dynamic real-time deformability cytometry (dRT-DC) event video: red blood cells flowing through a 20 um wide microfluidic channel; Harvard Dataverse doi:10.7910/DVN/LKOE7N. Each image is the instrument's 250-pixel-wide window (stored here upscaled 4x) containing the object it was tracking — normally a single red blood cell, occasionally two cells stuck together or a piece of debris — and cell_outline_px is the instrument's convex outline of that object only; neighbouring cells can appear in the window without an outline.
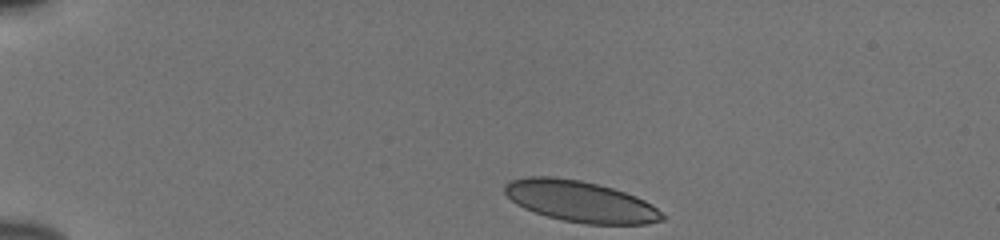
{"species": "human", "species_latin": "Homo sapiens", "temperature_condition": "cold", "stored_images_in_passage": 43, "camera_frame_rate_fps": 3000, "um_per_image_px": 0.085, "donor": {"sex": "male"}, "frame": {"image": 1, "passage_image": 1, "time_ms": 0.0, "image_size_px": [1000, 240], "cell_outline_px": [[664, 220], [644, 224], [584, 224], [564, 220], [548, 216], [524, 208], [516, 204], [504, 192], [504, 184], [512, 180], [528, 176], [552, 176], [580, 180], [612, 188], [636, 196], [652, 204], [664, 216]], "centroid_in_image_um": [49.32, 17.11], "position_along_channel_um": 35.7, "area_um2": 37.51}}
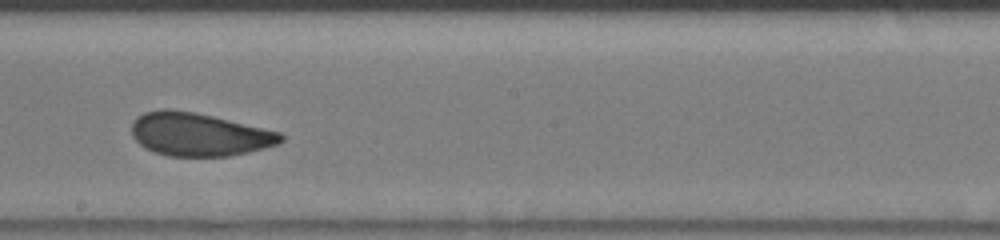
{"frame": {"image": 2, "passage_image": 22, "time_ms": 7.0, "image_size_px": [1000, 240], "cell_outline_px": [[284, 140], [276, 144], [264, 148], [248, 152], [228, 156], [168, 156], [156, 152], [140, 144], [132, 136], [132, 120], [136, 116], [144, 112], [164, 108], [168, 108], [196, 112], [280, 132], [284, 136]], "centroid_in_image_um": [16.89, 11.41], "position_along_channel_um": 231.3, "area_um2": 37.45}}
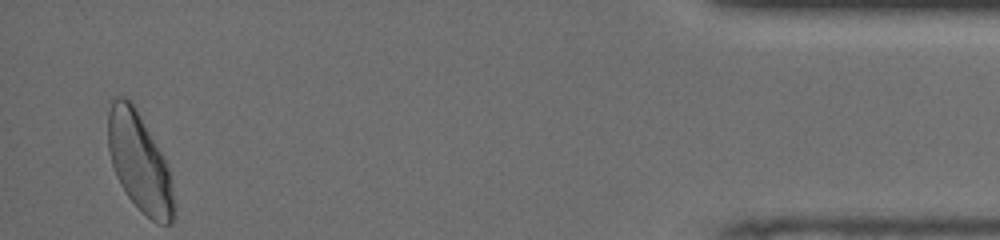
{"frame": {"image": 3, "passage_image": 42, "time_ms": 13.667, "image_size_px": [1000, 240], "cell_outline_px": [[176, 212], [172, 224], [156, 224], [128, 196], [120, 184], [116, 176], [112, 164], [108, 148], [108, 112], [112, 96], [124, 96], [132, 104], [160, 152], [168, 168], [172, 180], [176, 204]], "centroid_in_image_um": [11.86, 13.85], "position_along_channel_um": 423.3, "area_um2": 37.45}, "authors_computed_cell_mechanics": {"area_um2": 37.5122, "velocity_mm_per_s": 3.8304, "shape_relaxation_time_tau1_ms": 6.1927, "shape_relaxation_time_tau2_ms": 0.9861, "deformation_change_tau1": 0.1301, "deformation_change_tau2": 0.065}}